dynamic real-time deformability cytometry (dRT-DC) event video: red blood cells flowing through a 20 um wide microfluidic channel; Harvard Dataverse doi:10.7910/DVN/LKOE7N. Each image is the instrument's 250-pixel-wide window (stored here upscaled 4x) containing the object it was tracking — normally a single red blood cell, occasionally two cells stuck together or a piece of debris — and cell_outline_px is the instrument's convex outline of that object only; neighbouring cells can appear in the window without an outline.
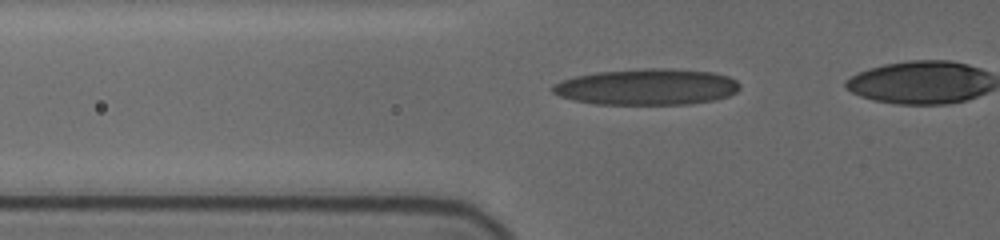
{"species": "human", "species_latin": "Homo sapiens", "temperature_condition": "cold", "stored_images_in_passage": 54, "camera_frame_rate_fps": 3000, "um_per_image_px": 0.085, "donor": {"sex": "female"}, "frame": {"image": 1, "passage_image": 16, "time_ms": 5.667, "image_size_px": [1000, 240], "cell_outline_px": [[740, 88], [736, 92], [728, 96], [712, 100], [688, 104], [596, 104], [572, 100], [560, 96], [552, 92], [552, 84], [572, 76], [596, 72], [644, 68], [668, 68], [712, 72], [728, 76], [736, 80], [740, 84]], "centroid_in_image_um": [54.96, 7.38], "position_along_channel_um": 70.8, "area_um2": 39.65}}
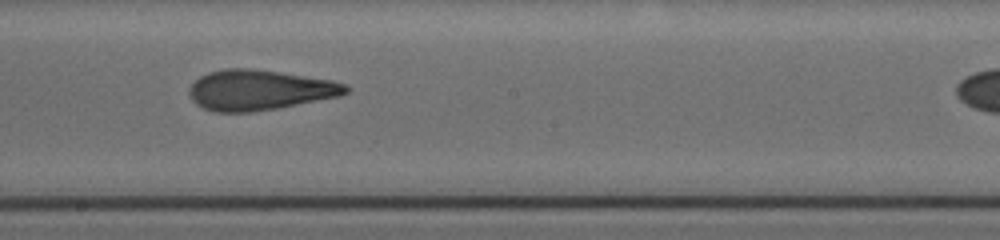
{"frame": {"image": 2, "passage_image": 29, "time_ms": 10.0, "image_size_px": [1000, 240], "cell_outline_px": [[352, 88], [348, 92], [340, 96], [276, 108], [252, 112], [216, 112], [204, 108], [196, 104], [192, 100], [188, 92], [192, 84], [200, 76], [208, 72], [228, 68], [248, 68], [280, 72], [332, 80], [348, 84]], "centroid_in_image_um": [22.07, 7.65], "position_along_channel_um": 226.1, "area_um2": 36.7}}
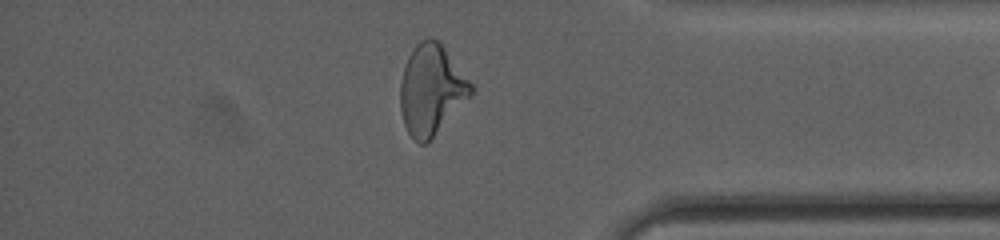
{"frame": {"image": 3, "passage_image": 51, "time_ms": 15.0, "image_size_px": [1000, 240], "cell_outline_px": [[472, 92], [432, 136], [424, 144], [420, 144], [408, 132], [404, 124], [400, 108], [400, 84], [404, 68], [408, 56], [416, 44], [420, 40], [428, 36], [432, 36], [440, 40], [472, 84]], "centroid_in_image_um": [36.62, 7.53], "position_along_channel_um": 398.6, "area_um2": 36.36}}